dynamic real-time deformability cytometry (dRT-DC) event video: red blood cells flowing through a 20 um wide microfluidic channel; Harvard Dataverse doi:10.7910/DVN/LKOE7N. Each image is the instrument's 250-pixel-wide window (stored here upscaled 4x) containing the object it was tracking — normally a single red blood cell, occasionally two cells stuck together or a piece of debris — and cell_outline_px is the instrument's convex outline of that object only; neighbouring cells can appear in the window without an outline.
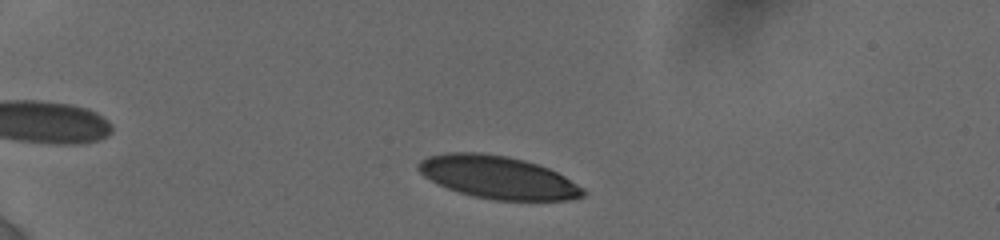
{"species": "human", "species_latin": "Homo sapiens", "temperature_condition": "cold", "stored_images_in_passage": 40, "camera_frame_rate_fps": 3000, "um_per_image_px": 0.085, "donor": {"sex": "female"}, "frame": {"image": 1, "passage_image": 6, "time_ms": 1.333, "image_size_px": [1000, 240], "cell_outline_px": [[588, 192], [584, 196], [568, 200], [496, 200], [472, 196], [436, 184], [424, 176], [416, 168], [416, 164], [420, 160], [428, 156], [448, 152], [480, 152], [508, 156], [524, 160], [548, 168], [564, 176], [584, 188]], "centroid_in_image_um": [42.3, 15.07], "position_along_channel_um": 42.7, "area_um2": 41.1}}
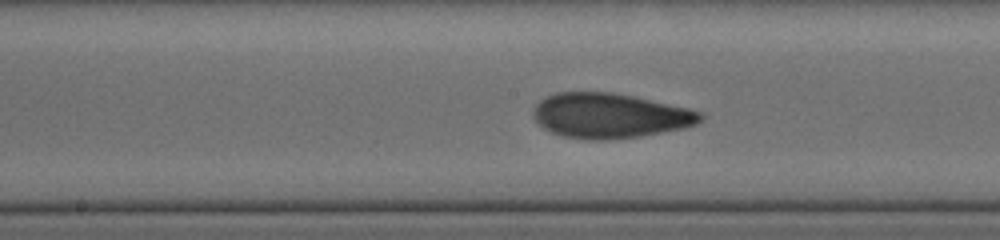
{"frame": {"image": 2, "passage_image": 26, "time_ms": 7.0, "image_size_px": [1000, 240], "cell_outline_px": [[704, 116], [696, 124], [684, 128], [640, 136], [604, 140], [584, 140], [560, 136], [544, 128], [532, 116], [532, 108], [540, 100], [556, 92], [612, 92], [632, 96], [688, 108], [700, 112]], "centroid_in_image_um": [51.79, 9.84], "position_along_channel_um": 196.4, "area_um2": 43.7}}
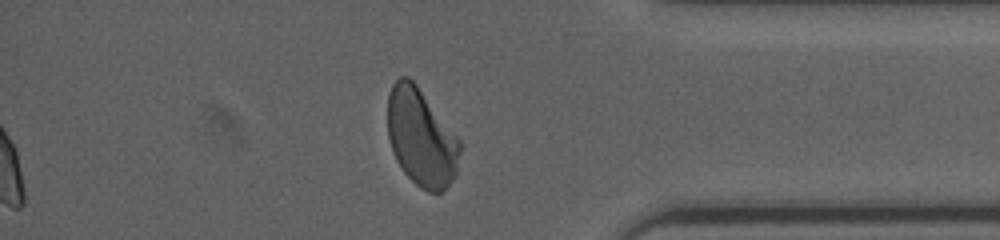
{"frame": {"image": 3, "passage_image": 40, "time_ms": 12.667, "image_size_px": [1000, 240], "cell_outline_px": [[460, 152], [456, 176], [440, 192], [428, 192], [420, 188], [404, 172], [396, 160], [392, 152], [388, 136], [388, 92], [392, 84], [400, 76], [408, 76], [416, 84], [460, 140]], "centroid_in_image_um": [35.79, 11.69], "position_along_channel_um": 399.4, "area_um2": 40.92}, "authors_computed_cell_mechanics": {"area_um2": 42.1651, "velocity_mm_per_s": 3.8251, "shape_relaxation_time_tau1_ms": 5.2867, "shape_relaxation_time_tau2_ms": 1.0807, "deformation_change_tau1": 0.1822, "deformation_change_tau2": 0.0689}}